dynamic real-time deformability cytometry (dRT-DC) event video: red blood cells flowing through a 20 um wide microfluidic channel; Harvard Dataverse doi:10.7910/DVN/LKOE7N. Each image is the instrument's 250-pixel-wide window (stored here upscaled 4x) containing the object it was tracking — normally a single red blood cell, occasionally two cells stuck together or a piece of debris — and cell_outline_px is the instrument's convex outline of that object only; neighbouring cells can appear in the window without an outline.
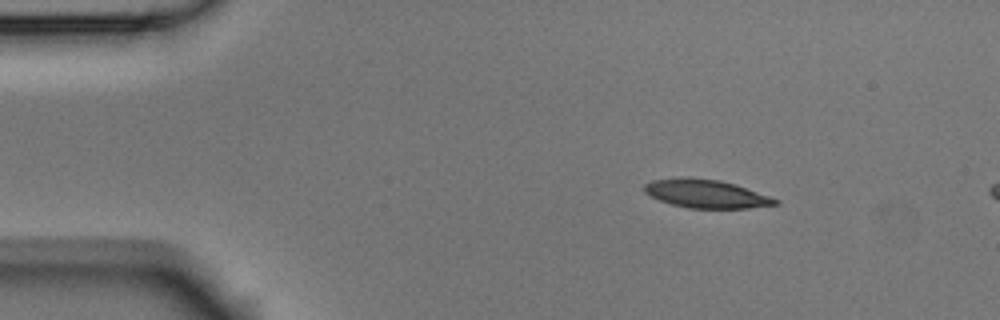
{"species": "Egyptian fruit bat (a non-hibernating species)", "species_latin": "Rousettus aegyptiacus", "temperature_condition": "room temperature", "stored_images_in_passage": 2, "camera_frame_rate_fps": 3000, "um_per_image_px": 0.085, "animal": {"sex": "male"}, "frame": {"image": 1, "passage_image": 1, "time_ms": 0.0, "image_size_px": [1000, 320], "cell_outline_px": [[780, 204], [748, 208], [688, 208], [672, 204], [660, 200], [644, 192], [644, 184], [652, 180], [680, 176], [688, 176], [720, 180], [736, 184], [780, 200]], "centroid_in_image_um": [60.01, 16.45], "position_along_channel_um": 25.0, "area_um2": 21.85}}